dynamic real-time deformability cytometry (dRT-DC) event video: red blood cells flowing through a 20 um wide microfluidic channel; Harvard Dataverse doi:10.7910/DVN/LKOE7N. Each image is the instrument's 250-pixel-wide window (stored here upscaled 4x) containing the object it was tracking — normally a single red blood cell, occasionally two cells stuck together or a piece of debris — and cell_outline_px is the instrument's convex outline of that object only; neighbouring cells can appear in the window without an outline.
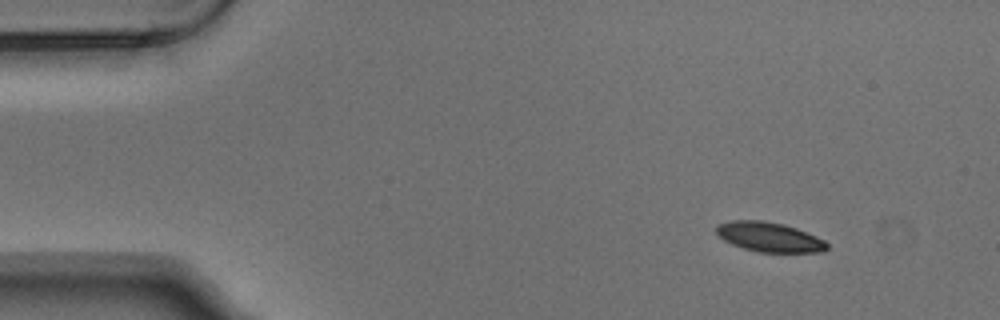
{"species": "Egyptian fruit bat (a non-hibernating species)", "species_latin": "Rousettus aegyptiacus", "temperature_condition": "warm", "stored_images_in_passage": 5, "camera_frame_rate_fps": 3000, "um_per_image_px": 0.085, "animal": {"sex": "male"}, "frame": {"image": 1, "passage_image": 1, "time_ms": 0.0, "image_size_px": [1000, 320], "cell_outline_px": [[828, 248], [824, 252], [760, 252], [744, 248], [732, 244], [724, 240], [716, 232], [716, 224], [732, 220], [764, 220], [784, 224], [796, 228], [816, 236], [824, 240], [828, 244]], "centroid_in_image_um": [65.39, 20.14], "position_along_channel_um": 19.6, "area_um2": 19.13}}
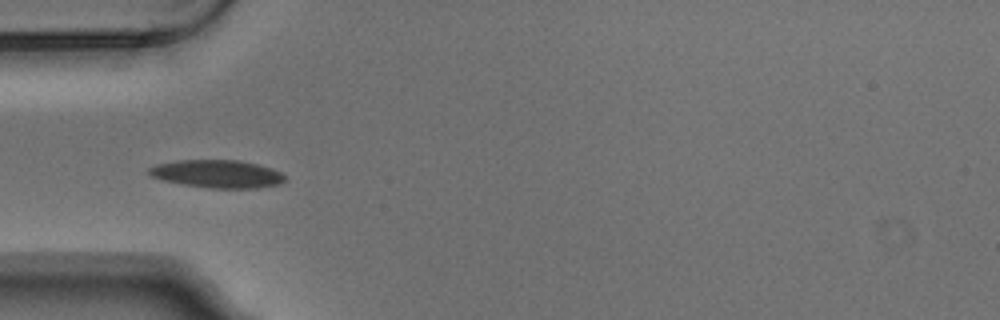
{"frame": {"image": 2, "passage_image": 4, "time_ms": 1.0, "image_size_px": [1000, 320], "cell_outline_px": [[284, 180], [280, 184], [256, 188], [208, 188], [160, 180], [152, 176], [148, 172], [148, 168], [156, 164], [176, 160], [240, 160], [272, 168], [280, 172], [284, 176]], "centroid_in_image_um": [18.44, 14.77], "position_along_channel_um": 66.6, "area_um2": 22.08}}
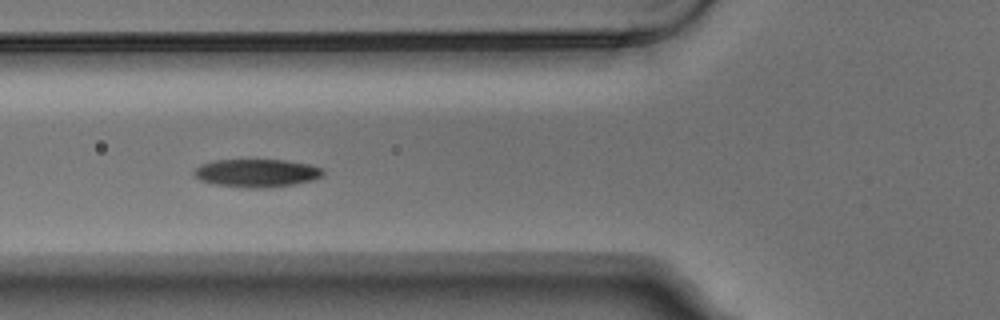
{"frame": {"image": 3, "passage_image": 5, "time_ms": 1.333, "image_size_px": [1000, 320], "cell_outline_px": [[324, 176], [312, 180], [292, 184], [268, 188], [244, 188], [216, 184], [200, 180], [192, 172], [200, 164], [212, 160], [284, 160], [308, 164], [320, 168], [324, 172]], "centroid_in_image_um": [21.8, 14.71], "position_along_channel_um": 104.0, "area_um2": 21.04}}